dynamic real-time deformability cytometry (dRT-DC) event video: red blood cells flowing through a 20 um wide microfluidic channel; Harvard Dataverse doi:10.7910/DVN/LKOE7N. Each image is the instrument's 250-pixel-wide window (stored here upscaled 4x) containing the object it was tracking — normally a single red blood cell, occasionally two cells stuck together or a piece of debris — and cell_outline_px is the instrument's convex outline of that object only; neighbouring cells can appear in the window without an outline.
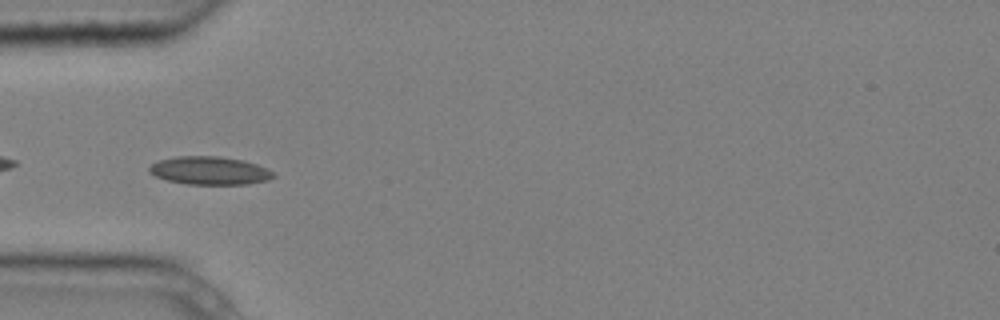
{"species": "common noctule bat (a hibernating species)", "species_latin": "Nyctalus noctula", "temperature_condition": "cold", "stored_images_in_passage": 11, "camera_frame_rate_fps": 3000, "um_per_image_px": 0.085, "animal": {"sex": "male", "body_mass_g": 20.4}, "frame": {"image": 1, "passage_image": 4, "time_ms": 1.0, "image_size_px": [1000, 320], "cell_outline_px": [[276, 176], [268, 180], [248, 184], [184, 184], [168, 180], [156, 176], [148, 172], [148, 168], [152, 164], [160, 160], [176, 156], [220, 156], [244, 160], [256, 164], [272, 172]], "centroid_in_image_um": [17.81, 14.5], "position_along_channel_um": 67.2, "area_um2": 20.29}}
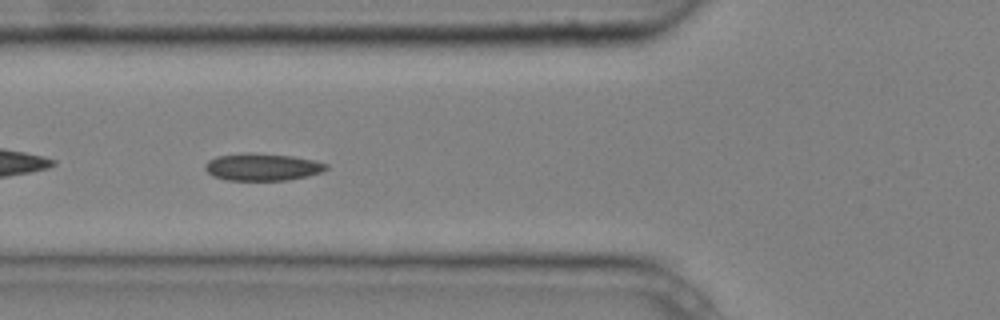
{"frame": {"image": 2, "passage_image": 5, "time_ms": 1.333, "image_size_px": [1000, 320], "cell_outline_px": [[328, 168], [320, 172], [308, 176], [288, 180], [228, 180], [212, 176], [204, 168], [204, 164], [208, 160], [216, 156], [244, 152], [252, 152], [292, 156], [316, 160], [328, 164]], "centroid_in_image_um": [22.28, 14.18], "position_along_channel_um": 103.5, "area_um2": 19.48}}